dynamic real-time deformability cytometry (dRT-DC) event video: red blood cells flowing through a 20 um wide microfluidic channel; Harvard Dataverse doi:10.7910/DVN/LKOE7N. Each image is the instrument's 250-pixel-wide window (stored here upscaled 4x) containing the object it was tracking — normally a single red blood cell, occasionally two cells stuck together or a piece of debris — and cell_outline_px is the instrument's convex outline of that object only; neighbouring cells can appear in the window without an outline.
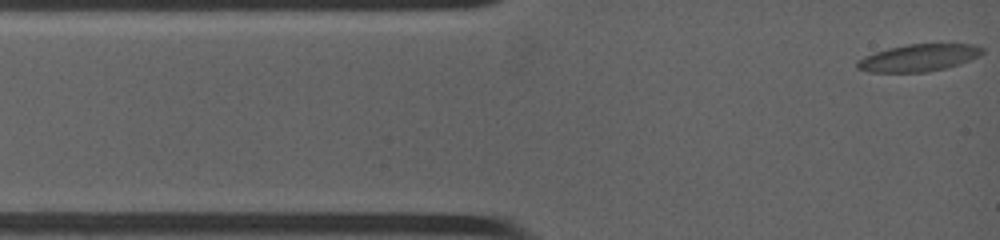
{"species": "common noctule bat (a hibernating species)", "species_latin": "Nyctalus noctula", "temperature_condition": "warm", "stored_images_in_passage": 7, "camera_frame_rate_fps": 4500, "um_per_image_px": 0.085, "animal": {"sex": "female", "body_mass_g": 19.0, "forearm_length_mm": 53.3}, "frame": {"image": 1, "passage_image": 1, "time_ms": 0.0, "image_size_px": [1000, 240], "cell_outline_px": [[984, 52], [968, 60], [944, 68], [924, 72], [872, 72], [856, 68], [856, 64], [864, 56], [876, 52], [908, 44], [972, 44], [984, 48]], "centroid_in_image_um": [78.07, 4.91], "position_along_channel_um": 6.9, "area_um2": 19.25}}
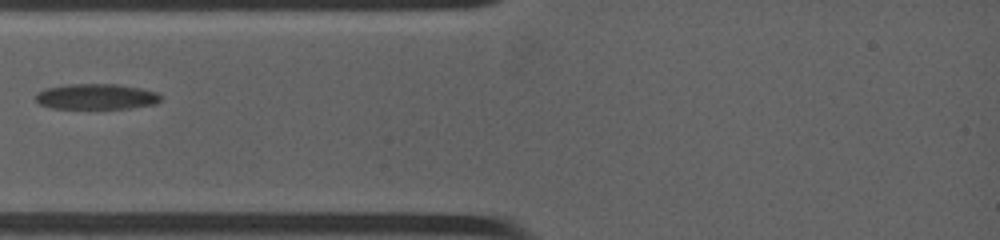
{"frame": {"image": 2, "passage_image": 4, "time_ms": 3.333, "image_size_px": [1000, 240], "cell_outline_px": [[160, 100], [156, 104], [128, 108], [52, 108], [40, 104], [36, 100], [36, 92], [44, 88], [68, 84], [116, 84], [140, 88], [156, 92], [160, 96]], "centroid_in_image_um": [8.15, 8.2], "position_along_channel_um": 76.8, "area_um2": 18.55}}
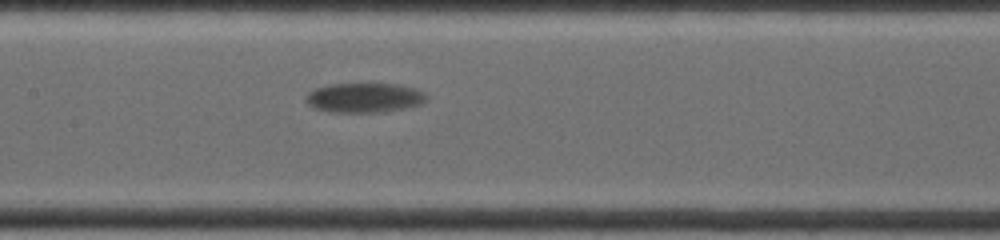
{"frame": {"image": 3, "passage_image": 7, "time_ms": 6.222, "image_size_px": [1000, 240], "cell_outline_px": [[428, 96], [420, 104], [404, 108], [384, 112], [328, 112], [312, 108], [304, 100], [308, 92], [316, 88], [332, 84], [368, 80], [396, 84], [416, 88], [424, 92]], "centroid_in_image_um": [30.94, 8.26], "position_along_channel_um": 176.5, "area_um2": 21.79}}